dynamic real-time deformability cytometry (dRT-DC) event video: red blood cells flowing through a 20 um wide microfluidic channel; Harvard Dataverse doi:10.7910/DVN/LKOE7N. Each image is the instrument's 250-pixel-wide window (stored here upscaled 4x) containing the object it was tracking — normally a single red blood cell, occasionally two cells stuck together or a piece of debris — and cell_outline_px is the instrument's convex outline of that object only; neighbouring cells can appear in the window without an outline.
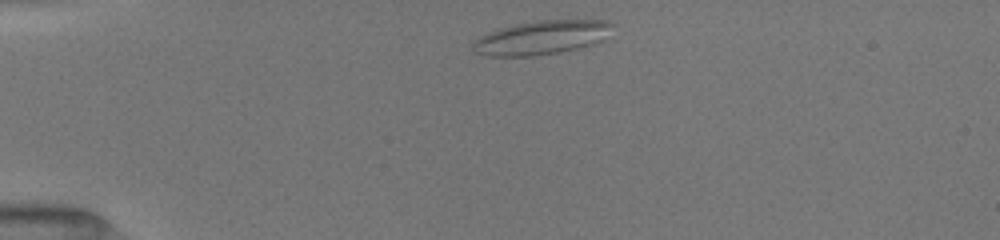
{"species": "common noctule bat (a hibernating species)", "species_latin": "Nyctalus noctula", "temperature_condition": "room temperature", "stored_images_in_passage": 58, "camera_frame_rate_fps": 3000, "um_per_image_px": 0.085, "animal": {"sex": "female", "body_mass_g": 19.5, "forearm_length_mm": 54.1}, "frame": {"image": 1, "passage_image": 1, "time_ms": 0.0, "image_size_px": [1000, 240], "cell_outline_px": [[616, 24], [600, 40], [576, 48], [560, 52], [532, 56], [488, 56], [476, 52], [472, 48], [472, 40], [488, 32], [512, 24], [536, 20], [608, 20]], "centroid_in_image_um": [45.97, 3.18], "position_along_channel_um": 39.0, "area_um2": 27.46}}
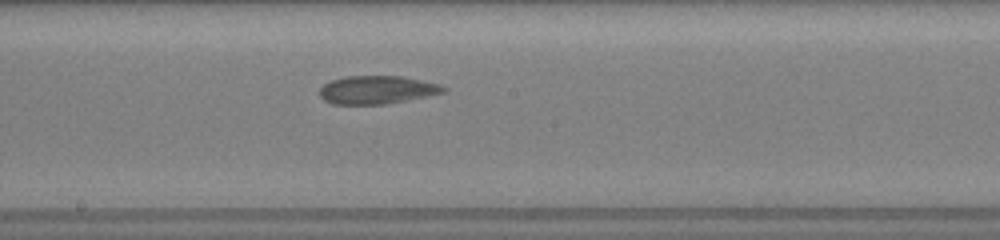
{"frame": {"image": 2, "passage_image": 28, "time_ms": 5.667, "image_size_px": [1000, 240], "cell_outline_px": [[448, 88], [444, 92], [428, 96], [408, 100], [384, 104], [332, 104], [324, 100], [320, 96], [320, 88], [324, 84], [332, 80], [344, 76], [400, 76], [440, 84]], "centroid_in_image_um": [32.04, 7.64], "position_along_channel_um": 216.2, "area_um2": 20.29}}
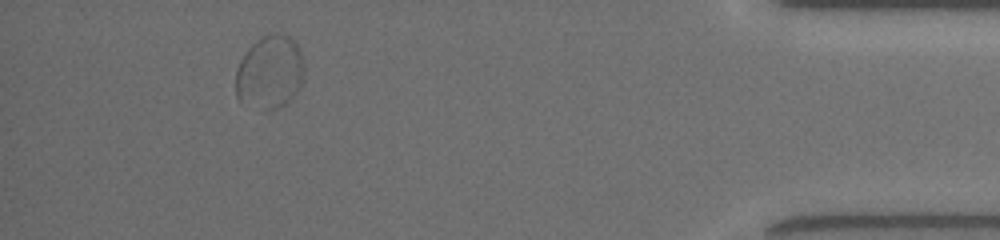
{"frame": {"image": 3, "passage_image": 53, "time_ms": 12.0, "image_size_px": [1000, 240], "cell_outline_px": [[304, 80], [300, 88], [280, 108], [268, 112], [240, 104], [236, 96], [236, 68], [240, 60], [248, 48], [256, 40], [272, 32], [284, 32], [300, 48], [304, 64]], "centroid_in_image_um": [22.92, 6.17], "position_along_channel_um": 412.3, "area_um2": 30.17}, "authors_computed_cell_mechanics": {"area_um2": 20.8658, "velocity_mm_per_s": 3.9165, "shape_relaxation_time_tau1_ms": null, "shape_relaxation_time_tau2_ms": 1.0395, "deformation_change_tau1": null, "deformation_change_tau2": 0.0539}}